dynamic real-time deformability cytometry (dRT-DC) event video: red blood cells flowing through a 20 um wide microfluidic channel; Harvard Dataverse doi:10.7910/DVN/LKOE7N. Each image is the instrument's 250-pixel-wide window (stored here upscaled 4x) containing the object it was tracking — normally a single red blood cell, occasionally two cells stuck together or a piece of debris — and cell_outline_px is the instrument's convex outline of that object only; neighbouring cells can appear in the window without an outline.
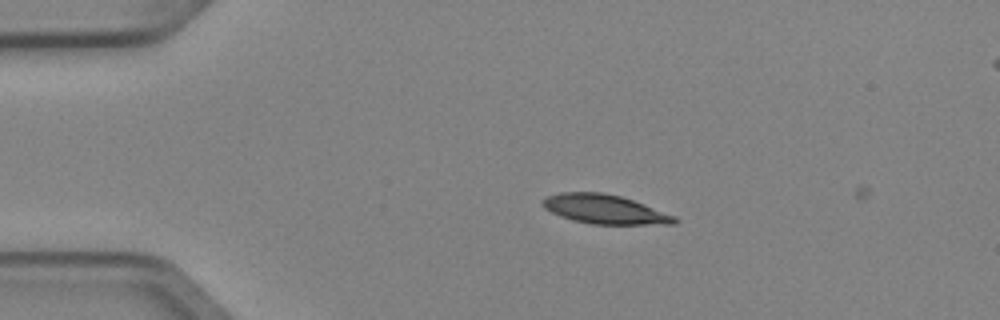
{"species": "Egyptian fruit bat (a non-hibernating species)", "species_latin": "Rousettus aegyptiacus", "temperature_condition": "cold", "stored_images_in_passage": 2, "camera_frame_rate_fps": 3000, "um_per_image_px": 0.085, "animal": {"sex": "female"}, "frame": {"image": 1, "passage_image": 1, "time_ms": 0.0, "image_size_px": [1000, 320], "cell_outline_px": [[680, 220], [676, 224], [592, 224], [572, 220], [560, 216], [544, 208], [544, 200], [548, 196], [560, 192], [604, 192], [620, 196], [644, 204], [676, 216]], "centroid_in_image_um": [51.44, 17.79], "position_along_channel_um": 33.6, "area_um2": 22.31}}